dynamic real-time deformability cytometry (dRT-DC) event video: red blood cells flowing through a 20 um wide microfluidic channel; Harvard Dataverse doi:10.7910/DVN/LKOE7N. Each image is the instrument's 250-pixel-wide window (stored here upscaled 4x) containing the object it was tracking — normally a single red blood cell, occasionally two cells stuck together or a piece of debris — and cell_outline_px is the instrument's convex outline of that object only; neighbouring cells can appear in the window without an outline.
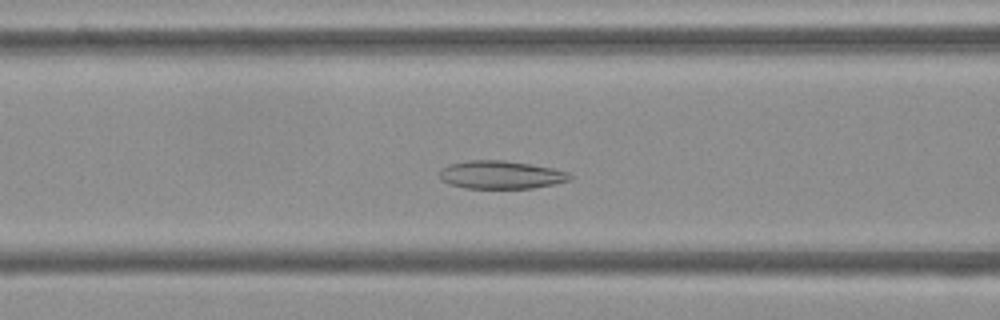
{"species": "Egyptian fruit bat (a non-hibernating species)", "species_latin": "Rousettus aegyptiacus", "temperature_condition": "cold", "stored_images_in_passage": 53, "camera_frame_rate_fps": 3000, "um_per_image_px": 0.085, "frame": {"image": 1, "passage_image": 20, "time_ms": 6.333, "image_size_px": [1000, 320], "cell_outline_px": [[572, 180], [556, 184], [532, 188], [464, 188], [448, 184], [440, 180], [440, 172], [448, 164], [468, 160], [504, 160], [532, 164], [552, 168], [568, 172], [572, 176]], "centroid_in_image_um": [42.59, 14.86], "position_along_channel_um": 124.0, "area_um2": 21.5}}
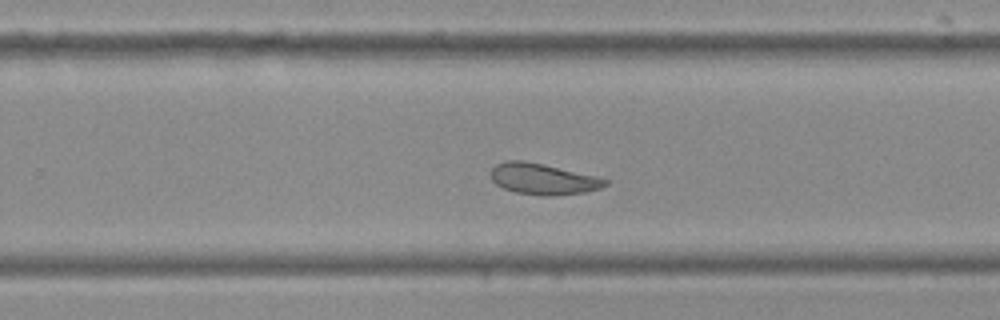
{"frame": {"image": 2, "passage_image": 33, "time_ms": 10.667, "image_size_px": [1000, 320], "cell_outline_px": [[608, 184], [600, 188], [584, 192], [548, 196], [516, 192], [504, 188], [496, 184], [492, 180], [492, 168], [496, 164], [504, 160], [524, 160], [544, 164], [596, 176], [608, 180]], "centroid_in_image_um": [46.15, 15.2], "position_along_channel_um": 283.7, "area_um2": 20.52}}
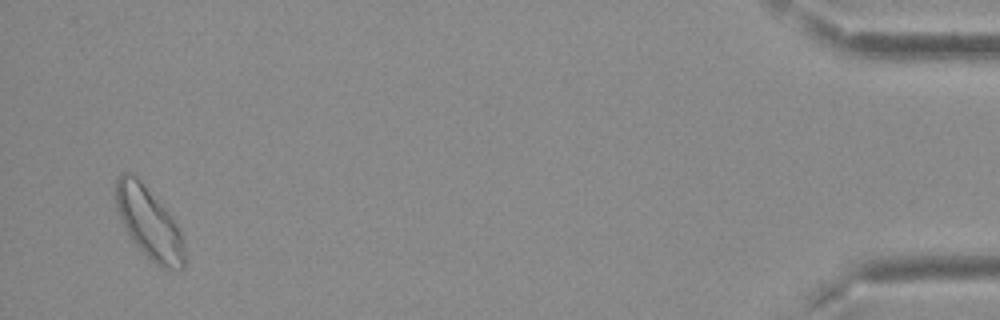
{"frame": {"image": 3, "passage_image": 51, "time_ms": 16.667, "image_size_px": [1000, 320], "cell_outline_px": [[184, 268], [160, 268], [132, 240], [116, 208], [116, 180], [120, 172], [128, 172], [136, 176], [140, 180], [168, 212], [176, 224], [180, 232], [184, 248]], "centroid_in_image_um": [12.65, 18.92], "position_along_channel_um": 422.5, "area_um2": 27.74}, "authors_computed_cell_mechanics": {"area_um2": 22.7732, "velocity_mm_per_s": 3.6903, "shape_relaxation_time_tau1_ms": 10.1453, "shape_relaxation_time_tau2_ms": 2.2229, "deformation_change_tau1": 0.1489, "deformation_change_tau2": 0.0813}}